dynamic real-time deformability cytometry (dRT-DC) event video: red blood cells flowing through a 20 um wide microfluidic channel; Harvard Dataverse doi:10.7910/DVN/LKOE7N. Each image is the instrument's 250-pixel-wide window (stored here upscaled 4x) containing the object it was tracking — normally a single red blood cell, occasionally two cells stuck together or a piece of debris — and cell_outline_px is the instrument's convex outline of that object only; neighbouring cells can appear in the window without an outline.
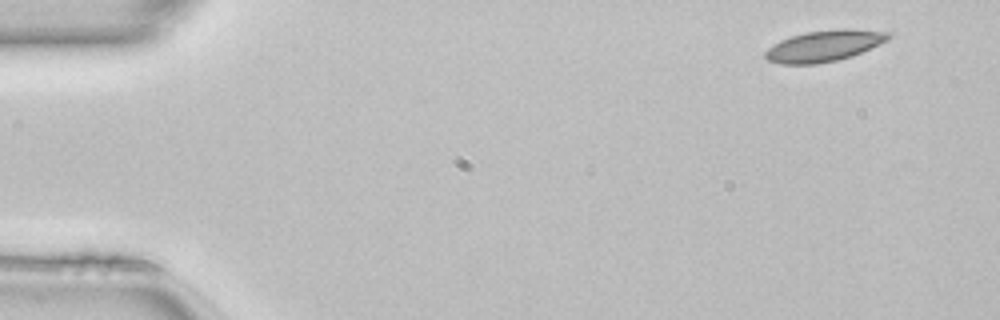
{"species": "common noctule bat (a hibernating species)", "species_latin": "Nyctalus noctula", "temperature_condition": "room temperature", "stored_images_in_passage": 47, "camera_frame_rate_fps": 3000, "um_per_image_px": 0.085, "animal": {"sex": "female", "body_mass_g": 22.7, "forearm_length_mm": 54.2}, "frame": {"image": 1, "passage_image": 1, "time_ms": 0.0, "image_size_px": [1000, 320], "cell_outline_px": [[892, 36], [888, 40], [852, 56], [836, 60], [816, 64], [780, 64], [768, 60], [764, 56], [764, 52], [768, 48], [780, 40], [804, 32], [844, 28], [848, 28], [892, 32]], "centroid_in_image_um": [70.07, 3.89], "position_along_channel_um": 14.9, "area_um2": 22.43}}
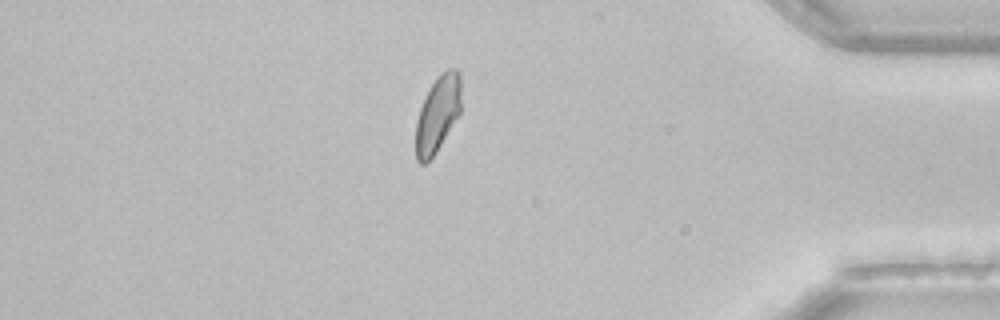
{"frame": {"image": 2, "passage_image": 40, "time_ms": 13.0, "image_size_px": [1000, 320], "cell_outline_px": [[460, 112], [436, 152], [424, 164], [420, 164], [416, 160], [416, 120], [420, 108], [432, 84], [448, 68], [456, 68], [460, 76]], "centroid_in_image_um": [37.19, 9.72], "position_along_channel_um": 398.0, "area_um2": 19.59}}
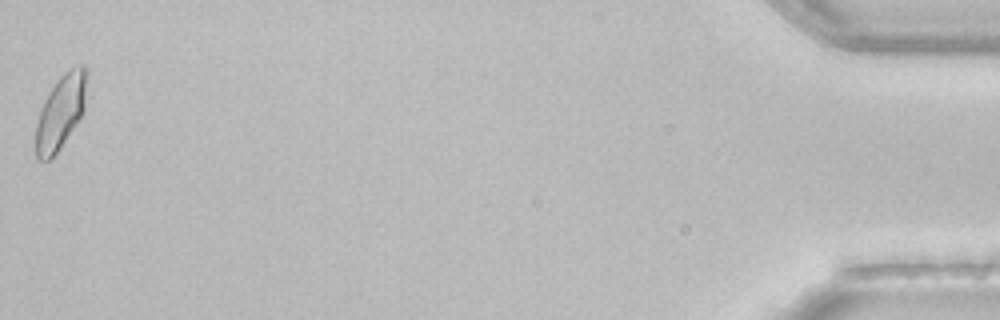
{"frame": {"image": 3, "passage_image": 47, "time_ms": 15.333, "image_size_px": [1000, 320], "cell_outline_px": [[88, 76], [84, 108], [80, 116], [60, 148], [48, 160], [36, 160], [36, 124], [44, 100], [60, 76], [64, 72], [80, 64], [84, 64], [88, 68]], "centroid_in_image_um": [5.18, 9.46], "position_along_channel_um": 430.0, "area_um2": 21.79}, "authors_computed_cell_mechanics": {"area_um2": 21.6172, "velocity_mm_per_s": 4.0998, "shape_relaxation_time_tau1_ms": 3.5236, "shape_relaxation_time_tau2_ms": 2.4783, "deformation_change_tau1": 0.093, "deformation_change_tau2": 0.067}}